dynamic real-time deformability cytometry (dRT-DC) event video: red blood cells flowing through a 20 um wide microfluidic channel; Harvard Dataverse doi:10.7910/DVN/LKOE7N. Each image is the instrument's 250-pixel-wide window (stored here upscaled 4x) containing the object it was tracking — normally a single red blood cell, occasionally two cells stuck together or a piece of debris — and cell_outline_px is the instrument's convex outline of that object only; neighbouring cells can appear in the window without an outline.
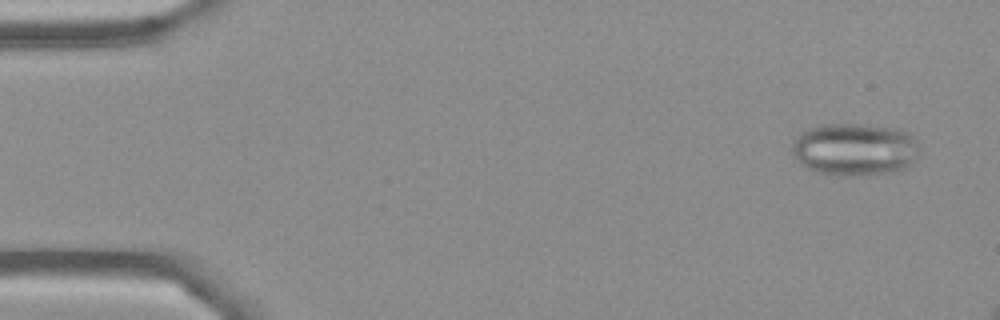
{"species": "Egyptian fruit bat (a non-hibernating species)", "species_latin": "Rousettus aegyptiacus", "temperature_condition": "cold", "stored_images_in_passage": 15, "camera_frame_rate_fps": 3000, "um_per_image_px": 0.085, "frame": {"image": 1, "passage_image": 3, "time_ms": 0.667, "image_size_px": [1000, 320], "cell_outline_px": [[916, 152], [912, 160], [904, 168], [896, 172], [860, 176], [840, 176], [816, 172], [800, 164], [796, 160], [792, 152], [792, 144], [804, 132], [820, 124], [860, 124], [900, 128], [912, 136], [916, 140]], "centroid_in_image_um": [72.63, 12.71], "position_along_channel_um": 12.4, "area_um2": 38.84}}